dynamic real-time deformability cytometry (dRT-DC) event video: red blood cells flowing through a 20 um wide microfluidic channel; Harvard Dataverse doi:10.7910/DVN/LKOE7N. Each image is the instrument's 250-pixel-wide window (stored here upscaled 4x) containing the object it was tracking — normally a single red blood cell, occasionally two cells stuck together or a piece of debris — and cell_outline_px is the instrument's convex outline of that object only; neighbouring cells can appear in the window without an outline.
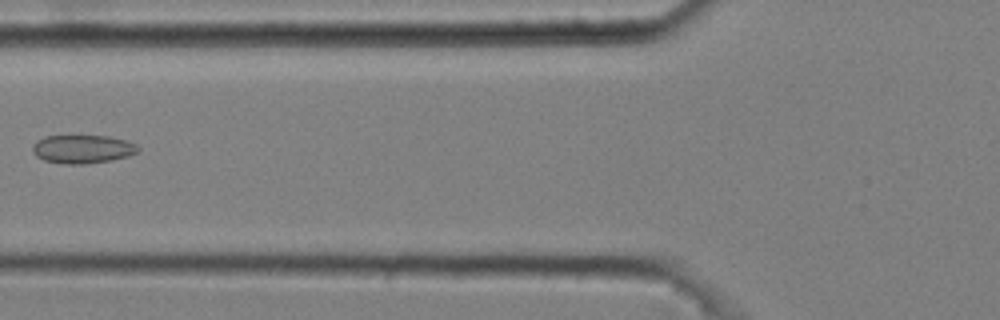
{"species": "common noctule bat (a hibernating species)", "species_latin": "Nyctalus noctula", "temperature_condition": "cold", "stored_images_in_passage": 7, "camera_frame_rate_fps": 3000, "um_per_image_px": 0.085, "animal": {"sex": "male", "body_mass_g": 20.4}, "frame": {"image": 1, "passage_image": 7, "time_ms": 2.0, "image_size_px": [1000, 320], "cell_outline_px": [[140, 148], [136, 152], [128, 156], [112, 160], [84, 164], [68, 164], [44, 160], [36, 156], [32, 152], [32, 144], [36, 140], [44, 136], [108, 136], [124, 140], [136, 144]], "centroid_in_image_um": [6.98, 12.67], "position_along_channel_um": 118.8, "area_um2": 17.46}}